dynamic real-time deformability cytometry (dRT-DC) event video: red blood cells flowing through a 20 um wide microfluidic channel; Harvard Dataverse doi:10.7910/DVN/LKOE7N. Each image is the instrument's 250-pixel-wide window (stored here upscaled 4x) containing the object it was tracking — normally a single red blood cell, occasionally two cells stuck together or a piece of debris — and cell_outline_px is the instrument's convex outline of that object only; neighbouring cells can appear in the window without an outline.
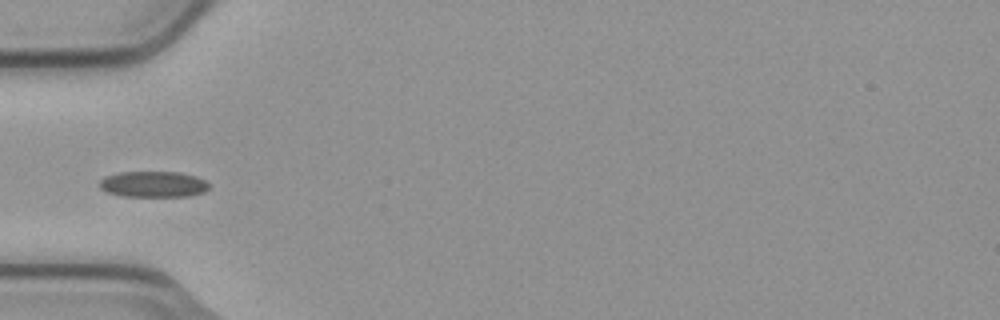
{"species": "common noctule bat (a hibernating species)", "species_latin": "Nyctalus noctula", "temperature_condition": "cold", "stored_images_in_passage": 5, "camera_frame_rate_fps": 3000, "um_per_image_px": 0.085, "animal": {"sex": "male", "body_mass_g": 23.1, "forearm_length_mm": 52.7}, "frame": {"image": 1, "passage_image": 5, "time_ms": 1.333, "image_size_px": [1000, 320], "cell_outline_px": [[212, 184], [204, 192], [192, 196], [124, 196], [108, 192], [100, 188], [100, 180], [104, 176], [120, 172], [180, 172], [196, 176]], "centroid_in_image_um": [13.07, 15.65], "position_along_channel_um": 71.9, "area_um2": 16.65}}